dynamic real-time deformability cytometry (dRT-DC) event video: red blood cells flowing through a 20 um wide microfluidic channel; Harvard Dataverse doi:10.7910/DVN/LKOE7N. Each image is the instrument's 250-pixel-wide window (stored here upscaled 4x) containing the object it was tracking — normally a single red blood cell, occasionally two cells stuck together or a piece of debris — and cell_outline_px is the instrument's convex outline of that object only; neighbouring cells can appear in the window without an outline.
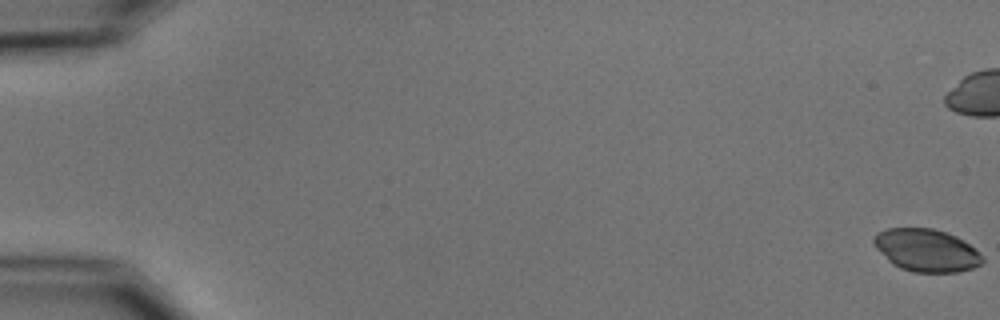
{"species": "common noctule bat (a hibernating species)", "species_latin": "Nyctalus noctula", "temperature_condition": "cold", "stored_images_in_passage": 6, "camera_frame_rate_fps": 3000, "um_per_image_px": 0.085, "animal": {"sex": "male", "body_mass_g": 15.6}, "frame": {"image": 1, "passage_image": 1, "time_ms": 0.0, "image_size_px": [1000, 320], "cell_outline_px": [[984, 260], [980, 264], [972, 268], [960, 272], [916, 272], [900, 268], [892, 264], [872, 244], [872, 240], [880, 232], [888, 228], [932, 228], [956, 236], [964, 240], [984, 256]], "centroid_in_image_um": [78.76, 21.28], "position_along_channel_um": 6.2, "area_um2": 26.88}}